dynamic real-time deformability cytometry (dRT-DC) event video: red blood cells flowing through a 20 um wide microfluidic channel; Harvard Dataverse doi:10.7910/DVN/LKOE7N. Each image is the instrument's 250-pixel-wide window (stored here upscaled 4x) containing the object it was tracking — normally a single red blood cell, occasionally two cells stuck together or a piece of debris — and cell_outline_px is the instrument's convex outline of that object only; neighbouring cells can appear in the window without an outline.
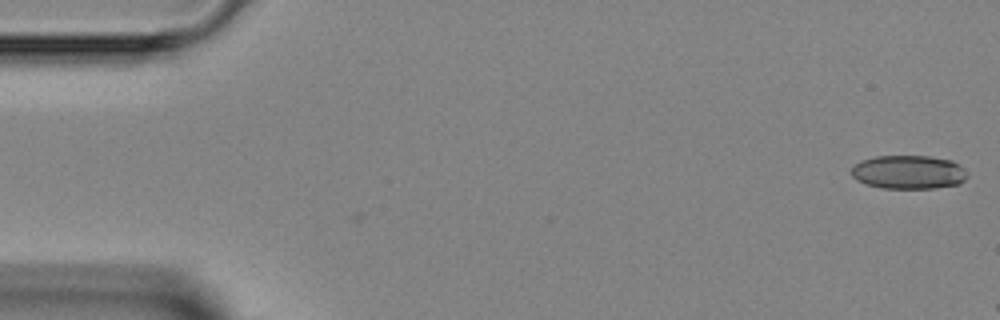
{"species": "Egyptian fruit bat (a non-hibernating species)", "species_latin": "Rousettus aegyptiacus", "temperature_condition": "room temperature", "stored_images_in_passage": 9, "camera_frame_rate_fps": 3000, "um_per_image_px": 0.085, "animal": {"sex": "female"}, "frame": {"image": 1, "passage_image": 1, "time_ms": 0.0, "image_size_px": [1000, 320], "cell_outline_px": [[968, 176], [960, 184], [936, 188], [880, 188], [856, 180], [852, 176], [852, 168], [860, 160], [876, 156], [928, 156], [952, 160], [960, 164], [968, 172]], "centroid_in_image_um": [77.27, 14.63], "position_along_channel_um": 7.7, "area_um2": 22.95}}